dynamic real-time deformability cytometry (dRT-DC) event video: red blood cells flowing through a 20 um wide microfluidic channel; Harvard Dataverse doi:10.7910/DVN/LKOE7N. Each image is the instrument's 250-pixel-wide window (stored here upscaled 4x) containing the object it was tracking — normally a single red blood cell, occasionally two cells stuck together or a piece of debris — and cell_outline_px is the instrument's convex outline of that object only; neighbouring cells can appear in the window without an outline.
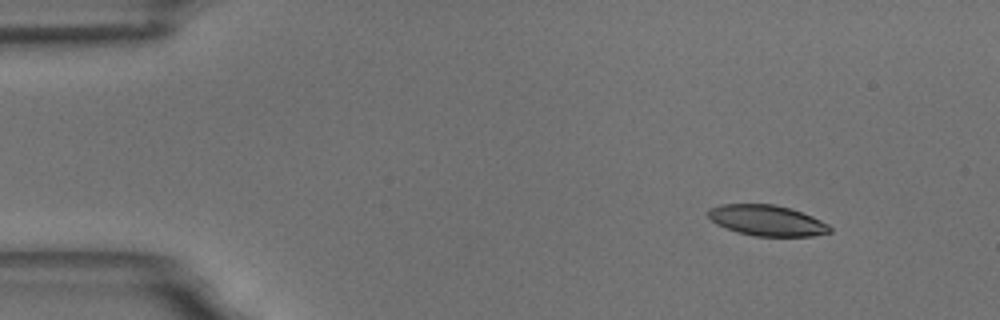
{"species": "common noctule bat (a hibernating species)", "species_latin": "Nyctalus noctula", "temperature_condition": "room temperature", "stored_images_in_passage": 3, "camera_frame_rate_fps": 3000, "um_per_image_px": 0.085, "animal": {"sex": "male", "body_mass_g": 18.8}, "frame": {"image": 1, "passage_image": 1, "time_ms": 0.0, "image_size_px": [1000, 320], "cell_outline_px": [[832, 232], [812, 236], [752, 236], [736, 232], [716, 224], [708, 216], [708, 208], [720, 204], [772, 204], [792, 208], [812, 216], [828, 224], [832, 228]], "centroid_in_image_um": [65.19, 18.74], "position_along_channel_um": 19.8, "area_um2": 21.96}}